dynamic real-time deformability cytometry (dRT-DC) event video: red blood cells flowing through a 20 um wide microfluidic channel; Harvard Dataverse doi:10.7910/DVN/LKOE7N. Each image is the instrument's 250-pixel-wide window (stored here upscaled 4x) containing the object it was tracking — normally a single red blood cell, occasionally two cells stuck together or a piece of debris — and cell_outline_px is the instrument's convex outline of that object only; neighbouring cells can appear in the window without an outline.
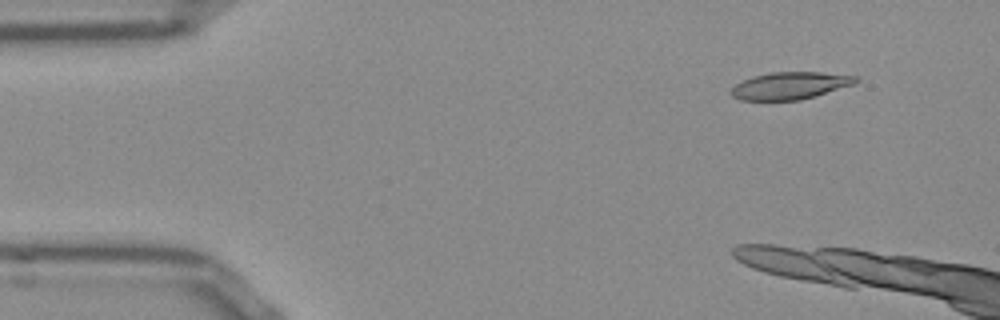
{"species": "Egyptian fruit bat (a non-hibernating species)", "species_latin": "Rousettus aegyptiacus", "temperature_condition": "room temperature", "stored_images_in_passage": 11, "camera_frame_rate_fps": 3000, "um_per_image_px": 0.085, "frame": {"image": 1, "passage_image": 1, "time_ms": 0.0, "image_size_px": [1000, 320], "cell_outline_px": [[860, 80], [856, 84], [800, 100], [740, 100], [732, 96], [728, 92], [736, 84], [752, 76], [772, 72], [820, 72], [860, 76]], "centroid_in_image_um": [67.19, 7.27], "position_along_channel_um": 17.8, "area_um2": 19.94}}